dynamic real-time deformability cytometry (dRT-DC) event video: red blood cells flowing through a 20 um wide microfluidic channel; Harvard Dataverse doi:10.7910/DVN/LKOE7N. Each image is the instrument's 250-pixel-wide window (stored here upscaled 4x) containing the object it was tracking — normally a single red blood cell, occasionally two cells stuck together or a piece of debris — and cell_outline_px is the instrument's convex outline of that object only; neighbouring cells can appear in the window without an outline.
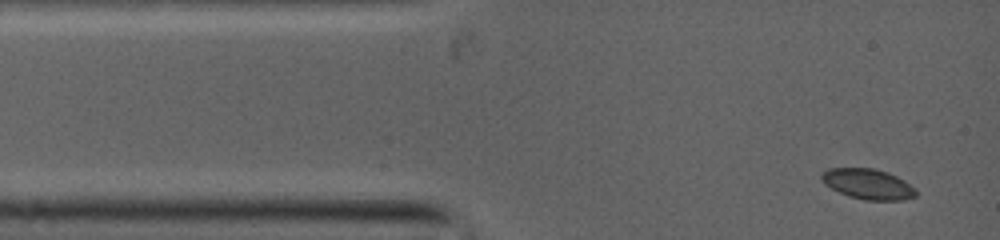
{"species": "common noctule bat (a hibernating species)", "species_latin": "Nyctalus noctula", "temperature_condition": "warm", "stored_images_in_passage": 4, "camera_frame_rate_fps": 5000, "um_per_image_px": 0.085, "animal": {"sex": "female", "body_mass_g": 19.0, "forearm_length_mm": 53.3}, "frame": {"image": 1, "passage_image": 1, "time_ms": 0.0, "image_size_px": [1000, 240], "cell_outline_px": [[916, 196], [904, 200], [864, 200], [848, 196], [824, 184], [820, 180], [820, 176], [828, 168], [872, 168], [896, 176], [908, 184], [916, 192]], "centroid_in_image_um": [73.72, 15.65], "position_along_channel_um": 11.3, "area_um2": 16.42}}
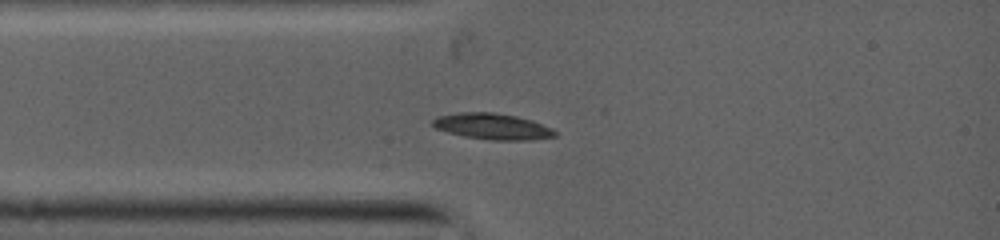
{"frame": {"image": 2, "passage_image": 3, "time_ms": 1.8, "image_size_px": [1000, 240], "cell_outline_px": [[556, 136], [532, 140], [492, 140], [464, 136], [448, 132], [436, 128], [432, 124], [432, 120], [440, 116], [460, 112], [492, 112], [516, 116], [532, 120], [552, 128], [556, 132]], "centroid_in_image_um": [41.89, 10.75], "position_along_channel_um": 43.1, "area_um2": 18.44}}
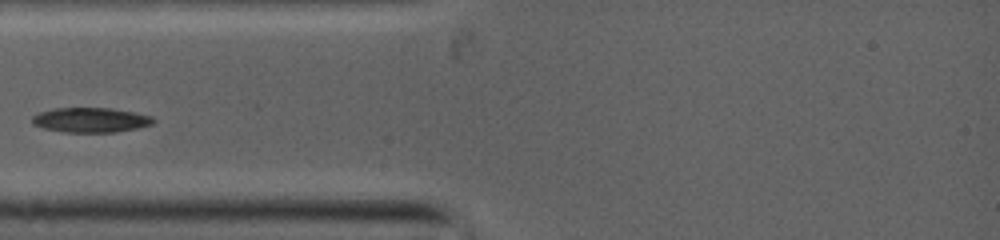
{"frame": {"image": 3, "passage_image": 4, "time_ms": 2.6, "image_size_px": [1000, 240], "cell_outline_px": [[156, 120], [152, 124], [136, 128], [116, 132], [64, 132], [44, 128], [32, 124], [32, 116], [40, 112], [56, 108], [108, 108], [132, 112], [152, 116]], "centroid_in_image_um": [7.7, 10.2], "position_along_channel_um": 77.3, "area_um2": 17.34}}